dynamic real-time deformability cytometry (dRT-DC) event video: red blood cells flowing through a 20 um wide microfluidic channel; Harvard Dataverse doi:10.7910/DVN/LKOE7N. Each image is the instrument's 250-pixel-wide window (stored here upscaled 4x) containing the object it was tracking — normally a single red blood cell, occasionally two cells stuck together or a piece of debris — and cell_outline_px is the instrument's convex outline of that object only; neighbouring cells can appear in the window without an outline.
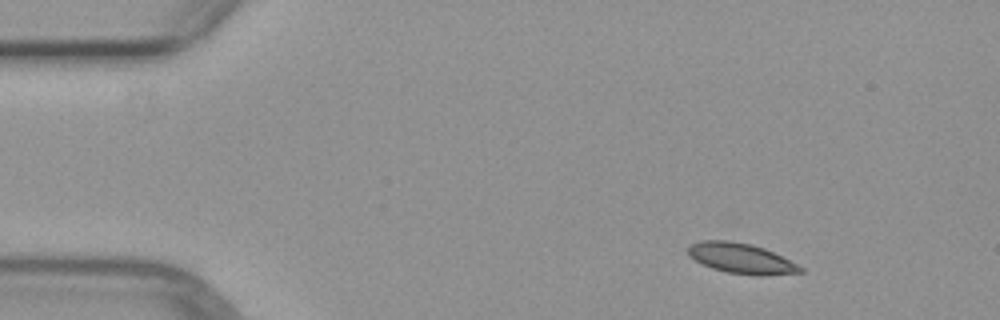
{"species": "common noctule bat (a hibernating species)", "species_latin": "Nyctalus noctula", "temperature_condition": "warm", "stored_images_in_passage": 4, "segment_of_instrument_passage": [1, 2], "camera_frame_rate_fps": 3000, "um_per_image_px": 0.085, "animal": {"sex": "female", "body_mass_g": 29.2, "forearm_length_mm": 56.3}, "frame": {"image": 1, "passage_image": 1, "time_ms": 0.0, "image_size_px": [1000, 320], "cell_outline_px": [[804, 272], [764, 276], [756, 276], [728, 272], [712, 268], [700, 264], [688, 256], [688, 248], [692, 244], [700, 240], [728, 240], [752, 244], [764, 248], [804, 268]], "centroid_in_image_um": [62.97, 21.97], "position_along_channel_um": 22.0, "area_um2": 19.88}}